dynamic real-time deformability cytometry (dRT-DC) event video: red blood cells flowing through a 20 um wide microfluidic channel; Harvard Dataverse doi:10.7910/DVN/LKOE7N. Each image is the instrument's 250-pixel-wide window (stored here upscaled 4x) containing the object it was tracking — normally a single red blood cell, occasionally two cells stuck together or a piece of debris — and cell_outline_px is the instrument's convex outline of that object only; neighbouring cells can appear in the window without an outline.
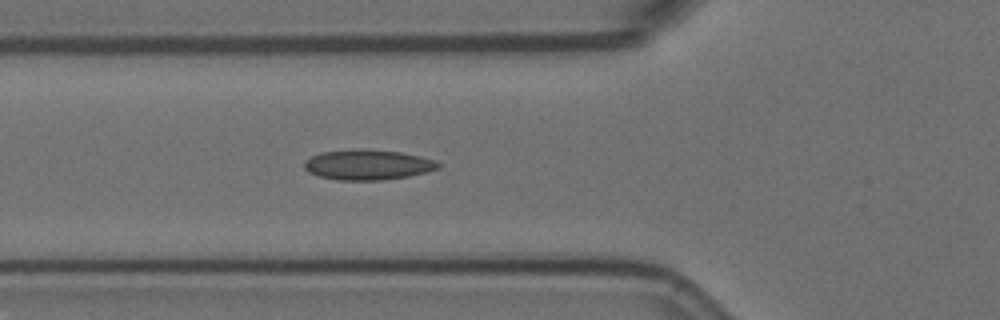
{"species": "Egyptian fruit bat (a non-hibernating species)", "species_latin": "Rousettus aegyptiacus", "temperature_condition": "room temperature", "stored_images_in_passage": 4, "camera_frame_rate_fps": 3000, "um_per_image_px": 0.085, "animal": {"sex": "female"}, "frame": {"image": 1, "passage_image": 4, "time_ms": 1.0, "image_size_px": [1000, 320], "cell_outline_px": [[440, 168], [408, 176], [380, 180], [336, 180], [320, 176], [308, 172], [304, 168], [304, 160], [320, 152], [352, 148], [368, 148], [400, 152], [432, 160], [440, 164]], "centroid_in_image_um": [31.18, 13.98], "position_along_channel_um": 94.6, "area_um2": 23.64}}